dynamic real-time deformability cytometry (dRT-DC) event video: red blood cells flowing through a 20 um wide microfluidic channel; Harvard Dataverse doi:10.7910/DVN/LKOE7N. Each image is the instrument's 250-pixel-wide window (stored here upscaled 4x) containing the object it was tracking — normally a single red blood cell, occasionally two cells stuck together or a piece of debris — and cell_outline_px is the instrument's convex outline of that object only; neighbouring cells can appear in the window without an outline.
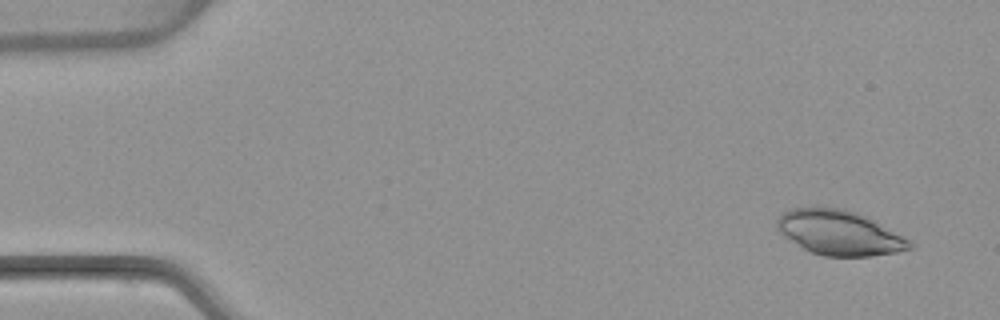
{"species": "common noctule bat (a hibernating species)", "species_latin": "Nyctalus noctula", "temperature_condition": "warm", "stored_images_in_passage": 5, "camera_frame_rate_fps": 3000, "um_per_image_px": 0.085, "animal": {"sex": "female", "body_mass_g": 22.7, "forearm_length_mm": 54.2}, "frame": {"image": 1, "passage_image": 1, "time_ms": 0.0, "image_size_px": [1000, 320], "cell_outline_px": [[916, 248], [896, 252], [872, 256], [824, 256], [812, 252], [804, 248], [784, 236], [776, 228], [776, 220], [784, 212], [792, 208], [844, 208], [856, 212], [872, 220], [916, 244]], "centroid_in_image_um": [71.35, 19.8], "position_along_channel_um": 13.6, "area_um2": 34.1}}
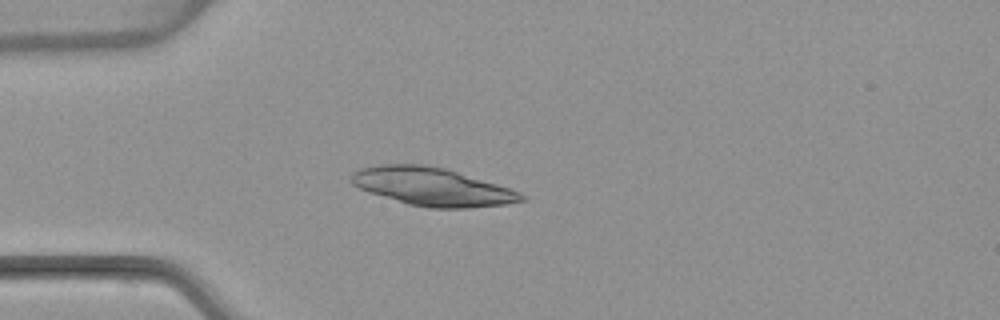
{"frame": {"image": 2, "passage_image": 4, "time_ms": 3.667, "image_size_px": [1000, 320], "cell_outline_px": [[528, 200], [504, 204], [468, 208], [428, 208], [408, 204], [368, 192], [352, 184], [348, 180], [352, 172], [360, 168], [380, 164], [428, 164], [444, 168], [496, 184], [520, 192], [528, 196]], "centroid_in_image_um": [36.7, 15.87], "position_along_channel_um": 48.3, "area_um2": 37.8}}